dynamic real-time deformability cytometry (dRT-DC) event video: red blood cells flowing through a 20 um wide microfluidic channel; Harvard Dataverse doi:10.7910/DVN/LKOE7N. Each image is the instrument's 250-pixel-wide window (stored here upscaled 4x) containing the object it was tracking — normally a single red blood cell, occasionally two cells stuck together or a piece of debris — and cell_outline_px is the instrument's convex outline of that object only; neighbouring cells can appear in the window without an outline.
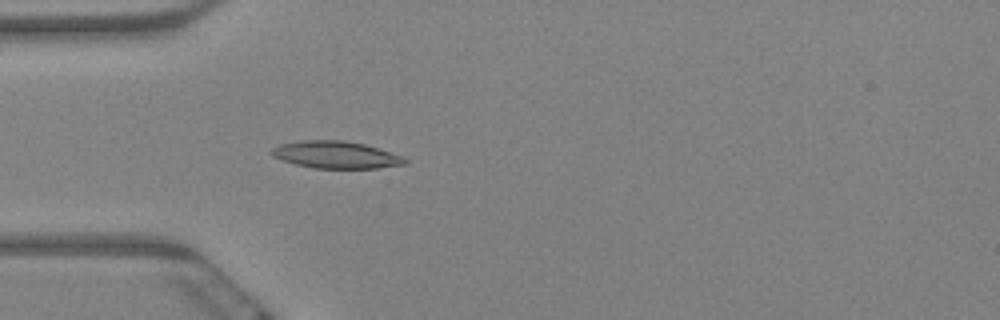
{"species": "Egyptian fruit bat (a non-hibernating species)", "species_latin": "Rousettus aegyptiacus", "temperature_condition": "warm", "stored_images_in_passage": 63, "camera_frame_rate_fps": 3000, "um_per_image_px": 0.085, "animal": {"sex": "female"}, "frame": {"image": 1, "passage_image": 19, "time_ms": 6.0, "image_size_px": [1000, 320], "cell_outline_px": [[408, 164], [376, 168], [312, 168], [296, 164], [272, 156], [272, 148], [280, 144], [304, 140], [344, 140], [364, 144], [400, 156], [408, 160]], "centroid_in_image_um": [28.54, 13.16], "position_along_channel_um": 56.5, "area_um2": 20.81}}
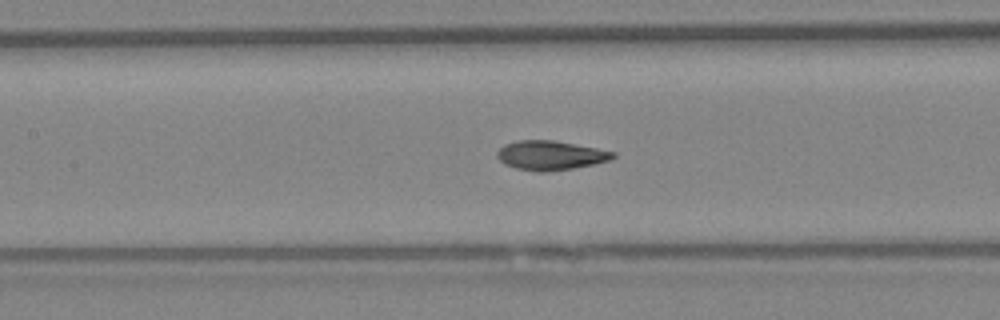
{"frame": {"image": 2, "passage_image": 29, "time_ms": 9.333, "image_size_px": [1000, 320], "cell_outline_px": [[616, 156], [608, 160], [592, 164], [572, 168], [544, 172], [536, 172], [516, 168], [504, 164], [496, 156], [496, 152], [504, 144], [516, 140], [552, 140], [596, 148], [616, 152]], "centroid_in_image_um": [46.74, 13.2], "position_along_channel_um": 160.7, "area_um2": 19.65}}
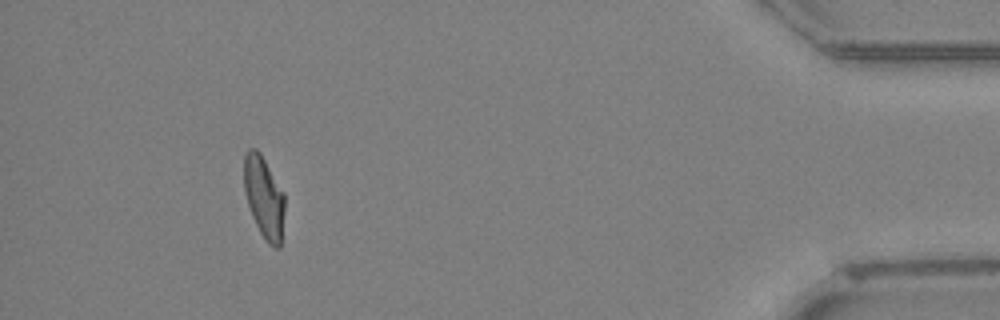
{"frame": {"image": 3, "passage_image": 58, "time_ms": 19.0, "image_size_px": [1000, 320], "cell_outline_px": [[284, 212], [280, 248], [276, 248], [268, 244], [260, 232], [252, 216], [244, 192], [244, 156], [248, 148], [256, 148], [260, 152], [284, 192]], "centroid_in_image_um": [22.43, 16.75], "position_along_channel_um": 412.8, "area_um2": 19.42}, "authors_computed_cell_mechanics": {"area_um2": 19.8254, "velocity_mm_per_s": 3.2605, "shape_relaxation_time_tau1_ms": 4.4674, "shape_relaxation_time_tau2_ms": 1.3333, "deformation_change_tau1": 0.1734, "deformation_change_tau2": 0.0819}}